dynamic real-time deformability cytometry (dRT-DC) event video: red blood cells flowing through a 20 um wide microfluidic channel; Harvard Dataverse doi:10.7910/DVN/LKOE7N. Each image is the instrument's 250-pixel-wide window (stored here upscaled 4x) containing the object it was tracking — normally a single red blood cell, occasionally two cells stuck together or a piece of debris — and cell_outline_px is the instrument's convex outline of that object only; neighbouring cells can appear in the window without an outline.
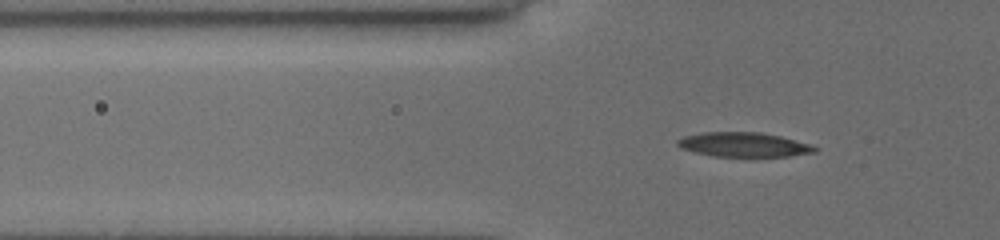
{"species": "common noctule bat (a hibernating species)", "species_latin": "Nyctalus noctula", "temperature_condition": "cold", "stored_images_in_passage": 40, "camera_frame_rate_fps": 3000, "um_per_image_px": 0.085, "animal": {"sex": "female", "body_mass_g": 19.5, "forearm_length_mm": 54.1}, "frame": {"image": 1, "passage_image": 5, "time_ms": 1.333, "image_size_px": [1000, 240], "cell_outline_px": [[816, 152], [788, 156], [712, 156], [680, 148], [676, 144], [676, 140], [684, 136], [704, 132], [760, 132], [780, 136], [808, 144], [816, 148]], "centroid_in_image_um": [63.16, 12.29], "position_along_channel_um": 62.6, "area_um2": 19.31}}
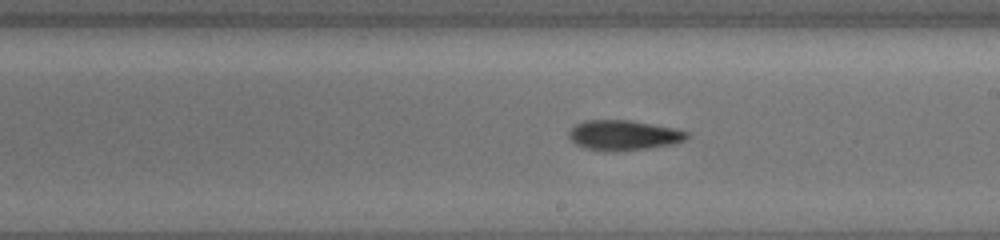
{"frame": {"image": 2, "passage_image": 19, "time_ms": 6.0, "image_size_px": [1000, 240], "cell_outline_px": [[688, 136], [684, 140], [672, 144], [648, 148], [616, 152], [604, 152], [584, 148], [576, 144], [568, 136], [568, 132], [576, 124], [584, 120], [628, 120], [652, 124], [672, 128], [688, 132]], "centroid_in_image_um": [52.95, 11.51], "position_along_channel_um": 236.0, "area_um2": 20.69}}
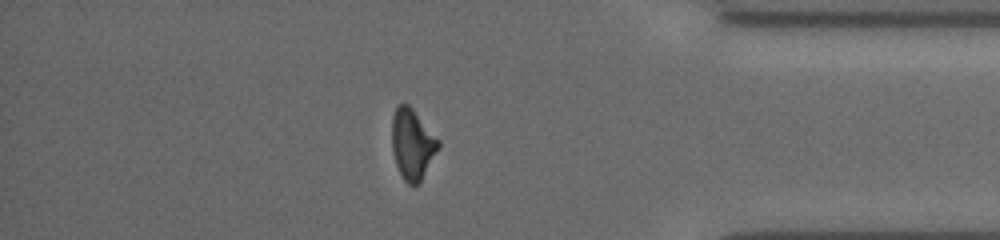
{"frame": {"image": 3, "passage_image": 33, "time_ms": 10.667, "image_size_px": [1000, 240], "cell_outline_px": [[440, 148], [420, 180], [416, 184], [408, 184], [404, 180], [396, 164], [392, 148], [392, 116], [396, 104], [408, 104], [412, 108], [440, 140]], "centroid_in_image_um": [35.05, 12.21], "position_along_channel_um": 400.2, "area_um2": 18.96}}